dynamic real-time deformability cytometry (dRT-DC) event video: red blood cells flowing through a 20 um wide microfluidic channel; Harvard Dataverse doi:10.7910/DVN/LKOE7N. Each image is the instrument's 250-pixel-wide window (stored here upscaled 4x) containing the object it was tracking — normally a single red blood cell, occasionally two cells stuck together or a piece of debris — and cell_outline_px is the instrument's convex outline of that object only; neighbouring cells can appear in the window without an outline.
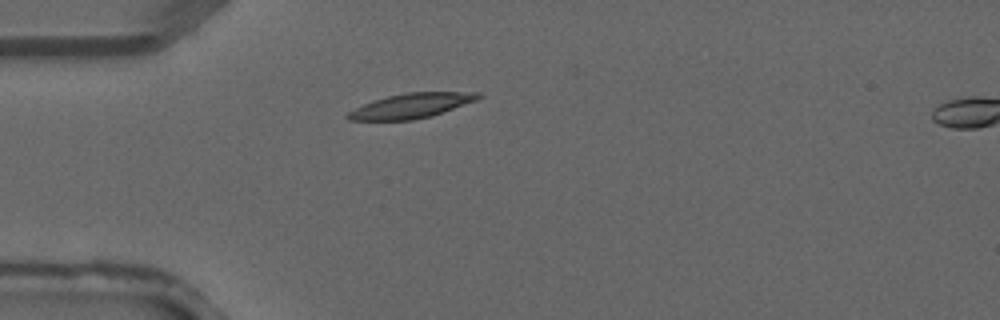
{"species": "common noctule bat (a hibernating species)", "species_latin": "Nyctalus noctula", "temperature_condition": "warm", "stored_images_in_passage": 2, "camera_frame_rate_fps": 3000, "um_per_image_px": 0.085, "animal": {"sex": "male", "forearm_length_mm": 52.5}, "frame": {"image": 1, "passage_image": 2, "time_ms": 0.333, "image_size_px": [1000, 320], "cell_outline_px": [[484, 96], [476, 100], [432, 116], [412, 120], [348, 120], [344, 116], [348, 112], [364, 104], [388, 96], [408, 92], [480, 92]], "centroid_in_image_um": [34.98, 8.99], "position_along_channel_um": 50.0, "area_um2": 18.67}}